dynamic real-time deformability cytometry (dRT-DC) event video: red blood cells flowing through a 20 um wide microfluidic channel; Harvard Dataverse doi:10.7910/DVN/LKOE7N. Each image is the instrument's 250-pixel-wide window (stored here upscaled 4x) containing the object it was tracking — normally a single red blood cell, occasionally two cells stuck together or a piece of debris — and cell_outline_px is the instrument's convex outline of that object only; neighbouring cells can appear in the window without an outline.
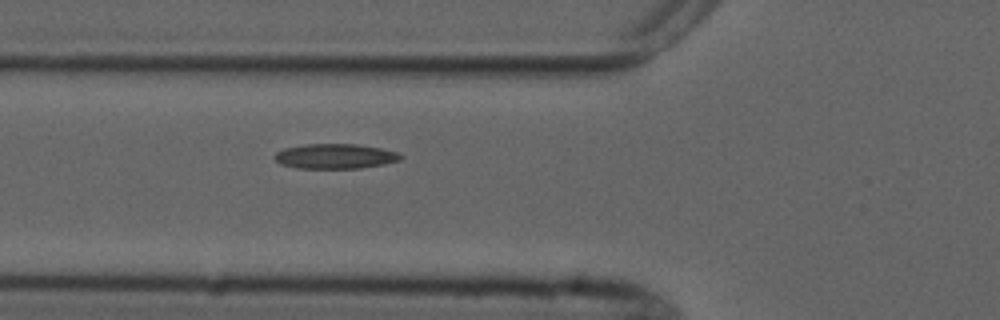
{"species": "common noctule bat (a hibernating species)", "species_latin": "Nyctalus noctula", "temperature_condition": "cold", "stored_images_in_passage": 6, "camera_frame_rate_fps": 3000, "um_per_image_px": 0.085, "animal": {"sex": "male", "forearm_length_mm": 52.5}, "frame": {"image": 1, "passage_image": 6, "time_ms": 6.333, "image_size_px": [1000, 320], "cell_outline_px": [[404, 156], [400, 160], [384, 164], [360, 168], [296, 168], [280, 164], [272, 156], [276, 152], [284, 148], [304, 144], [356, 144], [380, 148], [400, 152]], "centroid_in_image_um": [28.49, 13.28], "position_along_channel_um": 97.3, "area_um2": 18.44}}